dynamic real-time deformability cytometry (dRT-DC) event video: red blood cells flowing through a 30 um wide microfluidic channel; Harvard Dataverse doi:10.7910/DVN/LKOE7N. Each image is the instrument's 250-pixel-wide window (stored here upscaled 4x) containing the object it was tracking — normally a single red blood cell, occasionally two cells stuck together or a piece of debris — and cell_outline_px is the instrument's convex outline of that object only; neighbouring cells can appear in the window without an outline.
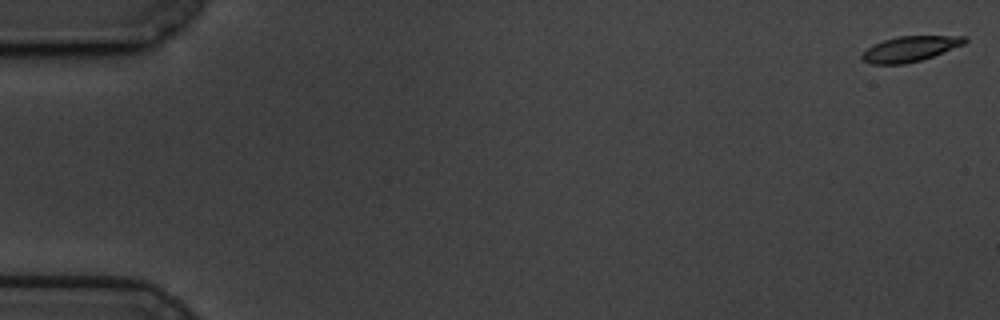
{"species": "common noctule bat (a hibernating species)", "species_latin": "Nyctalus noctula", "temperature_condition": "cold", "stored_images_in_passage": 60, "camera_frame_rate_fps": 3000, "um_per_image_px": 0.085, "animal": {"sex": "male", "body_mass_g": 19.5, "forearm_length_mm": 54.6}, "frame": {"image": 1, "passage_image": 1, "time_ms": 0.0, "image_size_px": [1000, 320], "cell_outline_px": [[968, 40], [964, 44], [932, 56], [920, 60], [904, 64], [872, 64], [864, 60], [860, 56], [872, 44], [884, 40], [900, 36], [968, 36]], "centroid_in_image_um": [77.36, 4.14], "position_along_channel_um": 7.6, "area_um2": 14.97}}
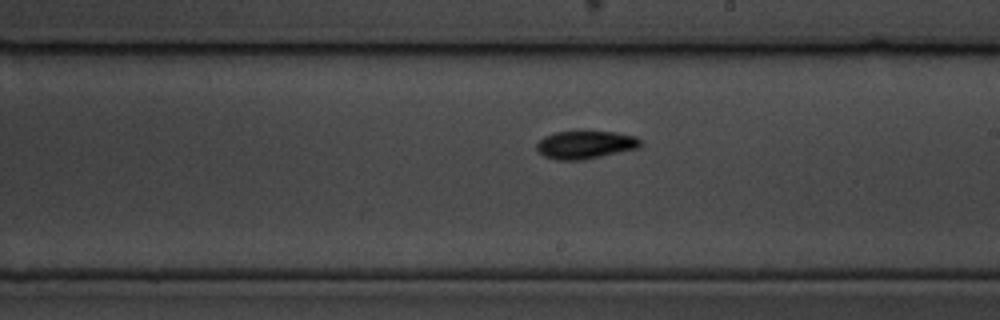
{"frame": {"image": 2, "passage_image": 35, "time_ms": 11.333, "image_size_px": [1000, 320], "cell_outline_px": [[640, 148], [580, 160], [556, 160], [544, 156], [536, 148], [536, 144], [544, 136], [556, 132], [616, 132], [636, 136], [640, 140]], "centroid_in_image_um": [49.75, 12.31], "position_along_channel_um": 239.2, "area_um2": 16.7}}
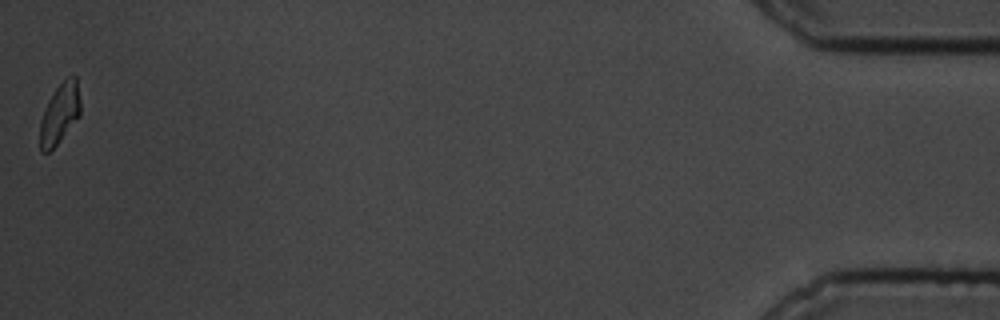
{"frame": {"image": 3, "passage_image": 60, "time_ms": 19.667, "image_size_px": [1000, 320], "cell_outline_px": [[80, 116], [60, 140], [48, 152], [40, 152], [40, 120], [44, 108], [48, 100], [56, 88], [68, 76], [76, 76], [80, 100]], "centroid_in_image_um": [5.07, 9.65], "position_along_channel_um": 430.1, "area_um2": 14.16}, "authors_computed_cell_mechanics": {"area_um2": 15.8083, "velocity_mm_per_s": 3.3783, "shape_relaxation_time_tau1_ms": 3.2473, "shape_relaxation_time_tau2_ms": 5.7083, "deformation_change_tau1": 0.1554, "deformation_change_tau2": 0.1152}}